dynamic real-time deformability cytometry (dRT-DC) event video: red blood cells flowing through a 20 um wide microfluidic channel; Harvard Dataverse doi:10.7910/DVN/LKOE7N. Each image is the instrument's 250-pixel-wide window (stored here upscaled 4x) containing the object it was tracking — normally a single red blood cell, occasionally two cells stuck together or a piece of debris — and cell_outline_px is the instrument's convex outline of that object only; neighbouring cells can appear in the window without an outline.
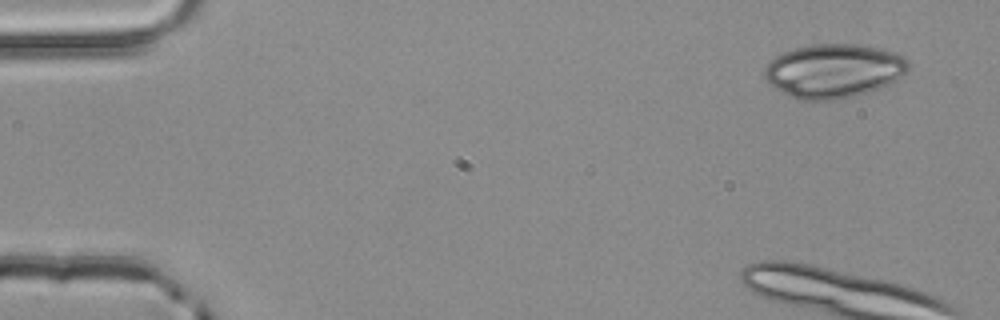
{"species": "common noctule bat (a hibernating species)", "species_latin": "Nyctalus noctula", "temperature_condition": "room temperature", "stored_images_in_passage": 4, "camera_frame_rate_fps": 3000, "um_per_image_px": 0.085, "animal": {"sex": "male", "body_mass_g": 20.4}, "frame": {"image": 1, "passage_image": 1, "time_ms": 0.0, "image_size_px": [1000, 320], "cell_outline_px": [[908, 68], [896, 80], [880, 88], [856, 96], [836, 100], [800, 100], [768, 84], [764, 80], [764, 68], [776, 56], [784, 52], [796, 48], [812, 44], [856, 44], [880, 48], [896, 52], [904, 56], [908, 60]], "centroid_in_image_um": [70.87, 6.02], "position_along_channel_um": 14.1, "area_um2": 45.2}}